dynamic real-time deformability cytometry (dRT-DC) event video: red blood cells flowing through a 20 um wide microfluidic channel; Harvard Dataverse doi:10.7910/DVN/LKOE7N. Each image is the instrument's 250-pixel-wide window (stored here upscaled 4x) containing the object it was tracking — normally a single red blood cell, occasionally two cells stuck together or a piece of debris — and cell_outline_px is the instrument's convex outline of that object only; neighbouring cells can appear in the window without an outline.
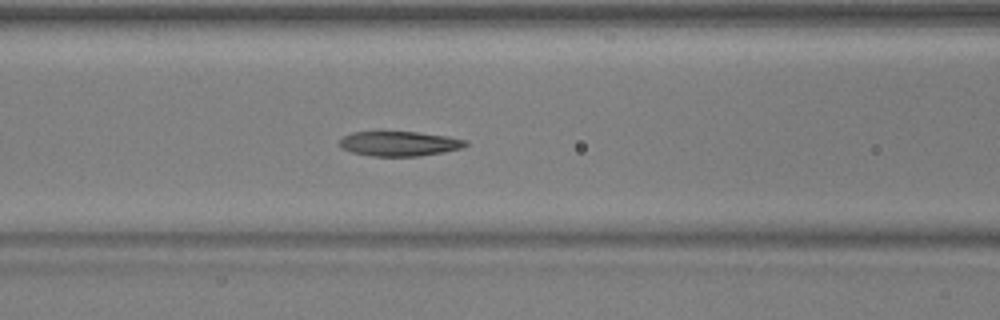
{"species": "common noctule bat (a hibernating species)", "species_latin": "Nyctalus noctula", "temperature_condition": "warm", "stored_images_in_passage": 30, "camera_frame_rate_fps": 3000, "um_per_image_px": 0.085, "animal": {"sex": "male", "body_mass_g": 17.9, "forearm_length_mm": 54.2}, "frame": {"image": 1, "passage_image": 23, "time_ms": 7.333, "image_size_px": [1000, 320], "cell_outline_px": [[468, 144], [460, 148], [444, 152], [420, 156], [372, 156], [352, 152], [340, 148], [340, 140], [344, 136], [352, 132], [416, 132], [448, 136], [468, 140]], "centroid_in_image_um": [33.96, 12.21], "position_along_channel_um": 132.6, "area_um2": 18.15}}
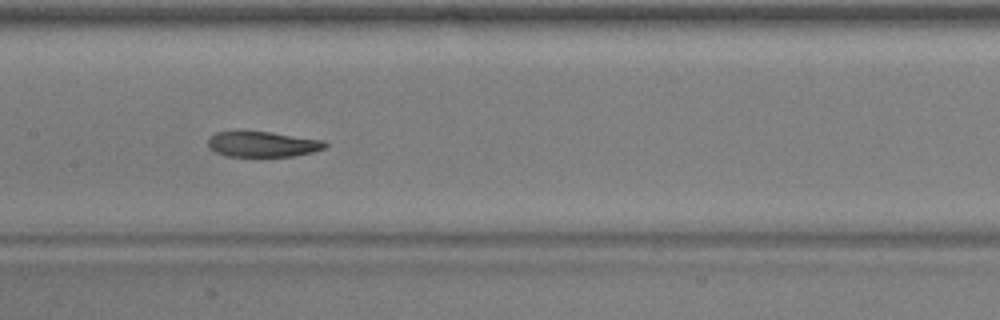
{"frame": {"image": 2, "passage_image": 27, "time_ms": 8.667, "image_size_px": [1000, 320], "cell_outline_px": [[328, 144], [324, 148], [312, 152], [292, 156], [224, 156], [208, 148], [208, 140], [216, 132], [272, 132], [324, 140]], "centroid_in_image_um": [22.33, 12.26], "position_along_channel_um": 185.1, "area_um2": 17.22}}